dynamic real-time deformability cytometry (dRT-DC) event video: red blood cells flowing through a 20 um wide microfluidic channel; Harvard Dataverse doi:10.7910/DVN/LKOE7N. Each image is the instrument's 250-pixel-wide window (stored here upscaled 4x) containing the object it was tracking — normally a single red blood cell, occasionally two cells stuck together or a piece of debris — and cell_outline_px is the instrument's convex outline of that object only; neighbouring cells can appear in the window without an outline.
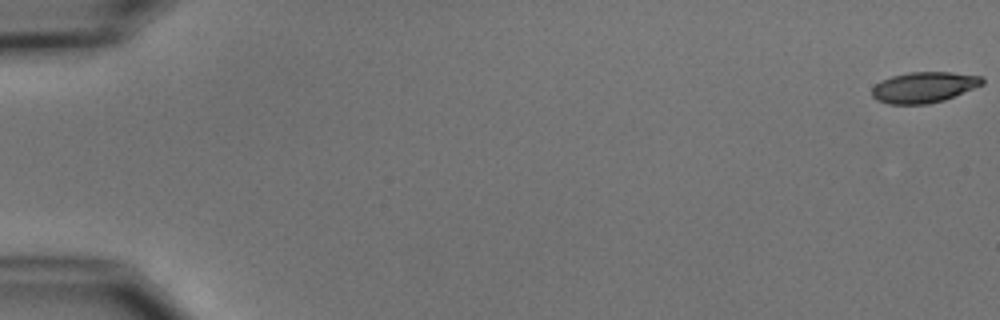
{"species": "common noctule bat (a hibernating species)", "species_latin": "Nyctalus noctula", "temperature_condition": "cold", "stored_images_in_passage": 3, "segment_of_instrument_passage": [2, 2], "camera_frame_rate_fps": 3000, "um_per_image_px": 0.085, "animal": {"sex": "male", "body_mass_g": 15.6}, "frame": {"image": 1, "passage_image": 3, "time_ms": 3.333, "image_size_px": [1000, 320], "cell_outline_px": [[984, 84], [944, 100], [928, 104], [888, 104], [876, 100], [872, 96], [872, 88], [880, 80], [892, 76], [908, 72], [952, 72], [984, 76]], "centroid_in_image_um": [78.54, 7.41], "position_along_channel_um": 6.5, "area_um2": 19.94}}